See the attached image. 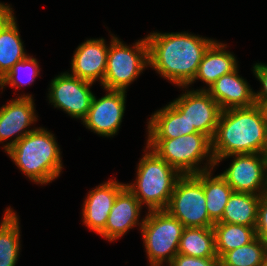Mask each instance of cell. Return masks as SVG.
I'll use <instances>...</instances> for the list:
<instances>
[{"mask_svg": "<svg viewBox=\"0 0 267 266\" xmlns=\"http://www.w3.org/2000/svg\"><path fill=\"white\" fill-rule=\"evenodd\" d=\"M149 66L180 87L194 80L199 64L214 40L188 33H150L146 37Z\"/></svg>", "mask_w": 267, "mask_h": 266, "instance_id": "6da1fadb", "label": "cell"}, {"mask_svg": "<svg viewBox=\"0 0 267 266\" xmlns=\"http://www.w3.org/2000/svg\"><path fill=\"white\" fill-rule=\"evenodd\" d=\"M151 150V151H150ZM140 160L135 184H126L141 205L150 210H165L177 180L182 176L175 168L149 149Z\"/></svg>", "mask_w": 267, "mask_h": 266, "instance_id": "277c9868", "label": "cell"}, {"mask_svg": "<svg viewBox=\"0 0 267 266\" xmlns=\"http://www.w3.org/2000/svg\"><path fill=\"white\" fill-rule=\"evenodd\" d=\"M211 174V170L203 172V189L209 218L216 223L222 218L233 189L220 175L212 178Z\"/></svg>", "mask_w": 267, "mask_h": 266, "instance_id": "cb8c5ba5", "label": "cell"}, {"mask_svg": "<svg viewBox=\"0 0 267 266\" xmlns=\"http://www.w3.org/2000/svg\"><path fill=\"white\" fill-rule=\"evenodd\" d=\"M169 266H220L219 258H198L176 254Z\"/></svg>", "mask_w": 267, "mask_h": 266, "instance_id": "83f0119b", "label": "cell"}, {"mask_svg": "<svg viewBox=\"0 0 267 266\" xmlns=\"http://www.w3.org/2000/svg\"><path fill=\"white\" fill-rule=\"evenodd\" d=\"M221 110L247 108L255 105L254 93L247 81L238 75L237 69L221 76L208 90Z\"/></svg>", "mask_w": 267, "mask_h": 266, "instance_id": "2e32d148", "label": "cell"}, {"mask_svg": "<svg viewBox=\"0 0 267 266\" xmlns=\"http://www.w3.org/2000/svg\"><path fill=\"white\" fill-rule=\"evenodd\" d=\"M104 97L93 96L91 106L83 123L102 136H113L119 130L125 111V92L108 90Z\"/></svg>", "mask_w": 267, "mask_h": 266, "instance_id": "7c38bea8", "label": "cell"}, {"mask_svg": "<svg viewBox=\"0 0 267 266\" xmlns=\"http://www.w3.org/2000/svg\"><path fill=\"white\" fill-rule=\"evenodd\" d=\"M34 111V102L31 95H23L13 99L0 108V142L17 134L14 140L4 146L5 151L25 135L36 130L24 131L27 126L36 121Z\"/></svg>", "mask_w": 267, "mask_h": 266, "instance_id": "4fadbf2b", "label": "cell"}, {"mask_svg": "<svg viewBox=\"0 0 267 266\" xmlns=\"http://www.w3.org/2000/svg\"><path fill=\"white\" fill-rule=\"evenodd\" d=\"M24 69L28 74L25 73ZM22 73H25L27 75V76L25 75V78H27V80L22 79L24 78V74ZM38 74H39V65L37 60L35 58L27 56L22 61L17 62L11 68V70L0 80V86L1 88H4L5 85L10 84L11 87L16 86L17 88H19L21 87V85H26V84L30 85Z\"/></svg>", "mask_w": 267, "mask_h": 266, "instance_id": "4316f807", "label": "cell"}, {"mask_svg": "<svg viewBox=\"0 0 267 266\" xmlns=\"http://www.w3.org/2000/svg\"><path fill=\"white\" fill-rule=\"evenodd\" d=\"M192 133L200 132L190 129L185 114L172 102L154 113L148 123V139H172Z\"/></svg>", "mask_w": 267, "mask_h": 266, "instance_id": "ac0fdd59", "label": "cell"}, {"mask_svg": "<svg viewBox=\"0 0 267 266\" xmlns=\"http://www.w3.org/2000/svg\"><path fill=\"white\" fill-rule=\"evenodd\" d=\"M262 241H263V243H264V248H265L266 255H267V235H265V236L262 238Z\"/></svg>", "mask_w": 267, "mask_h": 266, "instance_id": "836d02e7", "label": "cell"}, {"mask_svg": "<svg viewBox=\"0 0 267 266\" xmlns=\"http://www.w3.org/2000/svg\"><path fill=\"white\" fill-rule=\"evenodd\" d=\"M149 65V49L146 37L129 48L113 36L107 54L103 87L125 91L128 85Z\"/></svg>", "mask_w": 267, "mask_h": 266, "instance_id": "52a82bcc", "label": "cell"}, {"mask_svg": "<svg viewBox=\"0 0 267 266\" xmlns=\"http://www.w3.org/2000/svg\"><path fill=\"white\" fill-rule=\"evenodd\" d=\"M258 106H260L264 112V116H265V121L267 122V104H256Z\"/></svg>", "mask_w": 267, "mask_h": 266, "instance_id": "1f68e13d", "label": "cell"}, {"mask_svg": "<svg viewBox=\"0 0 267 266\" xmlns=\"http://www.w3.org/2000/svg\"><path fill=\"white\" fill-rule=\"evenodd\" d=\"M6 152L20 170L38 184L51 182L61 173L60 149L54 135L43 128L28 133Z\"/></svg>", "mask_w": 267, "mask_h": 266, "instance_id": "3957f363", "label": "cell"}, {"mask_svg": "<svg viewBox=\"0 0 267 266\" xmlns=\"http://www.w3.org/2000/svg\"><path fill=\"white\" fill-rule=\"evenodd\" d=\"M213 230L215 233V250L219 259L226 252L242 247L257 237L255 226L216 222L213 225Z\"/></svg>", "mask_w": 267, "mask_h": 266, "instance_id": "603a6c76", "label": "cell"}, {"mask_svg": "<svg viewBox=\"0 0 267 266\" xmlns=\"http://www.w3.org/2000/svg\"><path fill=\"white\" fill-rule=\"evenodd\" d=\"M178 253L198 258H218L213 227H185L179 242Z\"/></svg>", "mask_w": 267, "mask_h": 266, "instance_id": "7402d4cb", "label": "cell"}, {"mask_svg": "<svg viewBox=\"0 0 267 266\" xmlns=\"http://www.w3.org/2000/svg\"><path fill=\"white\" fill-rule=\"evenodd\" d=\"M27 56L13 15L0 29V80Z\"/></svg>", "mask_w": 267, "mask_h": 266, "instance_id": "44dd1931", "label": "cell"}, {"mask_svg": "<svg viewBox=\"0 0 267 266\" xmlns=\"http://www.w3.org/2000/svg\"><path fill=\"white\" fill-rule=\"evenodd\" d=\"M13 16L12 8L9 5L0 3V29Z\"/></svg>", "mask_w": 267, "mask_h": 266, "instance_id": "4dcf8cb0", "label": "cell"}, {"mask_svg": "<svg viewBox=\"0 0 267 266\" xmlns=\"http://www.w3.org/2000/svg\"><path fill=\"white\" fill-rule=\"evenodd\" d=\"M117 181H108L89 192L84 207L83 221L90 229L100 234L107 222L117 194L125 187Z\"/></svg>", "mask_w": 267, "mask_h": 266, "instance_id": "9a60e30c", "label": "cell"}, {"mask_svg": "<svg viewBox=\"0 0 267 266\" xmlns=\"http://www.w3.org/2000/svg\"><path fill=\"white\" fill-rule=\"evenodd\" d=\"M141 204L134 194L125 186L114 201L107 218L105 229L100 233L107 240L113 241L123 236L127 230L138 222Z\"/></svg>", "mask_w": 267, "mask_h": 266, "instance_id": "e0dca14e", "label": "cell"}, {"mask_svg": "<svg viewBox=\"0 0 267 266\" xmlns=\"http://www.w3.org/2000/svg\"><path fill=\"white\" fill-rule=\"evenodd\" d=\"M19 228L16 213L7 208L0 225V266H15L20 249Z\"/></svg>", "mask_w": 267, "mask_h": 266, "instance_id": "d4e9b609", "label": "cell"}, {"mask_svg": "<svg viewBox=\"0 0 267 266\" xmlns=\"http://www.w3.org/2000/svg\"><path fill=\"white\" fill-rule=\"evenodd\" d=\"M92 84L69 73H63L51 81L48 97L54 107L63 109L73 118L84 120L94 96L90 91Z\"/></svg>", "mask_w": 267, "mask_h": 266, "instance_id": "30bf717a", "label": "cell"}, {"mask_svg": "<svg viewBox=\"0 0 267 266\" xmlns=\"http://www.w3.org/2000/svg\"><path fill=\"white\" fill-rule=\"evenodd\" d=\"M141 230L151 266L169 264L176 254L185 226L166 210H150L142 220Z\"/></svg>", "mask_w": 267, "mask_h": 266, "instance_id": "8992f818", "label": "cell"}, {"mask_svg": "<svg viewBox=\"0 0 267 266\" xmlns=\"http://www.w3.org/2000/svg\"><path fill=\"white\" fill-rule=\"evenodd\" d=\"M255 230L258 238L262 239L267 235V193L260 197Z\"/></svg>", "mask_w": 267, "mask_h": 266, "instance_id": "f1b7e54d", "label": "cell"}, {"mask_svg": "<svg viewBox=\"0 0 267 266\" xmlns=\"http://www.w3.org/2000/svg\"><path fill=\"white\" fill-rule=\"evenodd\" d=\"M262 154L267 161V137H266V143H265V147H264Z\"/></svg>", "mask_w": 267, "mask_h": 266, "instance_id": "d6a6232c", "label": "cell"}, {"mask_svg": "<svg viewBox=\"0 0 267 266\" xmlns=\"http://www.w3.org/2000/svg\"><path fill=\"white\" fill-rule=\"evenodd\" d=\"M266 256L264 243L256 237L252 242L226 252L220 266H260Z\"/></svg>", "mask_w": 267, "mask_h": 266, "instance_id": "484cf974", "label": "cell"}, {"mask_svg": "<svg viewBox=\"0 0 267 266\" xmlns=\"http://www.w3.org/2000/svg\"><path fill=\"white\" fill-rule=\"evenodd\" d=\"M267 137V122L262 108L223 110L212 139L215 165L234 154L262 153Z\"/></svg>", "mask_w": 267, "mask_h": 266, "instance_id": "7a4b0ae2", "label": "cell"}, {"mask_svg": "<svg viewBox=\"0 0 267 266\" xmlns=\"http://www.w3.org/2000/svg\"><path fill=\"white\" fill-rule=\"evenodd\" d=\"M224 48L226 45L215 41L207 49L199 64L196 76L190 84L196 79H200L210 87L221 76L238 69L236 58Z\"/></svg>", "mask_w": 267, "mask_h": 266, "instance_id": "d6986e66", "label": "cell"}, {"mask_svg": "<svg viewBox=\"0 0 267 266\" xmlns=\"http://www.w3.org/2000/svg\"><path fill=\"white\" fill-rule=\"evenodd\" d=\"M147 148L152 149L181 175H195L209 171L215 166L212 140L203 133H192L172 139H148ZM208 156L209 168L207 165L202 169L196 167L198 162Z\"/></svg>", "mask_w": 267, "mask_h": 266, "instance_id": "5b68a950", "label": "cell"}, {"mask_svg": "<svg viewBox=\"0 0 267 266\" xmlns=\"http://www.w3.org/2000/svg\"><path fill=\"white\" fill-rule=\"evenodd\" d=\"M109 47L103 38L90 39L78 46L72 59V74L82 80L103 83Z\"/></svg>", "mask_w": 267, "mask_h": 266, "instance_id": "5bb4252c", "label": "cell"}, {"mask_svg": "<svg viewBox=\"0 0 267 266\" xmlns=\"http://www.w3.org/2000/svg\"><path fill=\"white\" fill-rule=\"evenodd\" d=\"M165 210L185 227H213L215 223L209 218L206 208L203 172L182 175L175 184Z\"/></svg>", "mask_w": 267, "mask_h": 266, "instance_id": "ba28073f", "label": "cell"}, {"mask_svg": "<svg viewBox=\"0 0 267 266\" xmlns=\"http://www.w3.org/2000/svg\"><path fill=\"white\" fill-rule=\"evenodd\" d=\"M253 70L263 86L262 90L254 93L255 104H267V65L257 63L254 65Z\"/></svg>", "mask_w": 267, "mask_h": 266, "instance_id": "f546056e", "label": "cell"}, {"mask_svg": "<svg viewBox=\"0 0 267 266\" xmlns=\"http://www.w3.org/2000/svg\"><path fill=\"white\" fill-rule=\"evenodd\" d=\"M260 266H267V255L265 256L263 263Z\"/></svg>", "mask_w": 267, "mask_h": 266, "instance_id": "e575fe53", "label": "cell"}, {"mask_svg": "<svg viewBox=\"0 0 267 266\" xmlns=\"http://www.w3.org/2000/svg\"><path fill=\"white\" fill-rule=\"evenodd\" d=\"M172 103L185 114L190 129L213 139L222 110L205 88L187 91Z\"/></svg>", "mask_w": 267, "mask_h": 266, "instance_id": "8fae6325", "label": "cell"}, {"mask_svg": "<svg viewBox=\"0 0 267 266\" xmlns=\"http://www.w3.org/2000/svg\"><path fill=\"white\" fill-rule=\"evenodd\" d=\"M260 197L261 195L233 191L218 222L255 226Z\"/></svg>", "mask_w": 267, "mask_h": 266, "instance_id": "ffe728a7", "label": "cell"}, {"mask_svg": "<svg viewBox=\"0 0 267 266\" xmlns=\"http://www.w3.org/2000/svg\"><path fill=\"white\" fill-rule=\"evenodd\" d=\"M230 156H235L233 157L234 161L220 176L231 186L233 191L256 195L266 194L267 161L263 154L250 153Z\"/></svg>", "mask_w": 267, "mask_h": 266, "instance_id": "9c48e42d", "label": "cell"}]
</instances>
